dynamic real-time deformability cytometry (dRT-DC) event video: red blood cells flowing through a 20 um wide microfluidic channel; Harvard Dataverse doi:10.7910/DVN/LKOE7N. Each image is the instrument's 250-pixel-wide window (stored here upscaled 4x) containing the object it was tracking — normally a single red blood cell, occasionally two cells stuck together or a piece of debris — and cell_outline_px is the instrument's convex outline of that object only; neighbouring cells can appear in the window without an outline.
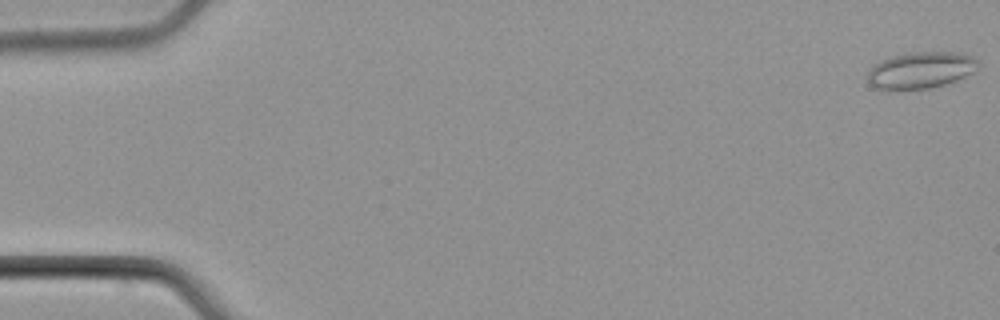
{"species": "common noctule bat (a hibernating species)", "species_latin": "Nyctalus noctula", "temperature_condition": "cold", "stored_images_in_passage": 5, "camera_frame_rate_fps": 3000, "um_per_image_px": 0.085, "animal": {"sex": "male", "body_mass_g": 21.5, "forearm_length_mm": 52.0}, "frame": {"image": 1, "passage_image": 1, "time_ms": 0.0, "image_size_px": [1000, 320], "cell_outline_px": [[980, 64], [972, 72], [956, 80], [944, 84], [928, 88], [888, 92], [872, 88], [868, 80], [868, 68], [872, 64], [880, 60], [892, 56], [912, 52], [956, 52], [972, 56], [980, 60]], "centroid_in_image_um": [78.18, 5.99], "position_along_channel_um": 6.8, "area_um2": 24.16}}